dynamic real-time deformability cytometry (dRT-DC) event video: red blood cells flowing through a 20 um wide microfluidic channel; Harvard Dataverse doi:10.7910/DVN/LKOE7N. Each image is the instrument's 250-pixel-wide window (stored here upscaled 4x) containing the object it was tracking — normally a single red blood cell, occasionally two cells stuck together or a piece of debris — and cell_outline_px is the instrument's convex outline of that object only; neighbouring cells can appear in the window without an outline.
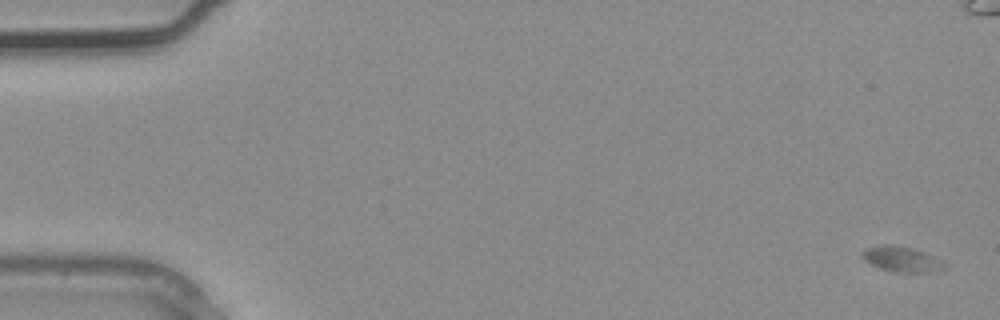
{"species": "common noctule bat (a hibernating species)", "species_latin": "Nyctalus noctula", "temperature_condition": "warm", "stored_images_in_passage": 2, "segment_of_instrument_passage": [2, 2], "camera_frame_rate_fps": 3000, "um_per_image_px": 0.085, "animal": {"sex": "male", "body_mass_g": 20.4}, "frame": {"image": 1, "passage_image": 2, "time_ms": 0.333, "image_size_px": [1000, 320], "cell_outline_px": [[948, 268], [916, 272], [892, 272], [880, 268], [864, 260], [860, 252], [864, 248], [884, 244], [892, 244], [912, 248], [924, 252], [940, 260]], "centroid_in_image_um": [76.56, 22.0], "position_along_channel_um": 8.4, "area_um2": 11.96}}